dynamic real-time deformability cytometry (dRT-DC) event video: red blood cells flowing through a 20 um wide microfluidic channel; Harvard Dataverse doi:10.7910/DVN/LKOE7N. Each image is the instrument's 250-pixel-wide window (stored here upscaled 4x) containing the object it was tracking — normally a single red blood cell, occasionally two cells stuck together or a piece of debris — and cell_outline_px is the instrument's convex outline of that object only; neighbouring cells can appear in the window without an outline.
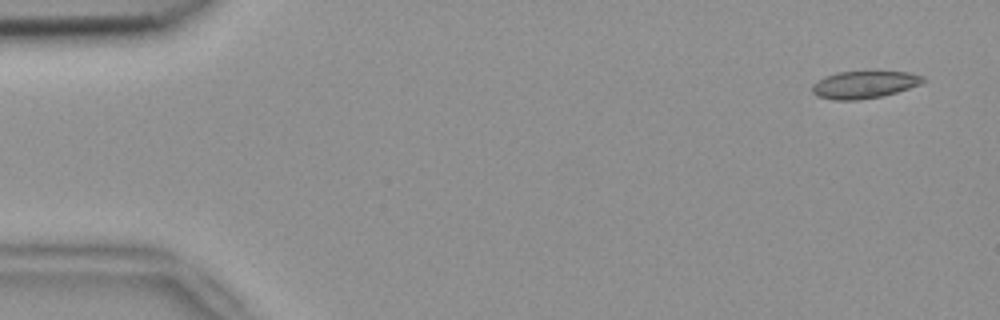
{"species": "common noctule bat (a hibernating species)", "species_latin": "Nyctalus noctula", "temperature_condition": "room temperature", "stored_images_in_passage": 51, "camera_frame_rate_fps": 3000, "um_per_image_px": 0.085, "animal": {"sex": "female", "body_mass_g": 18.4}, "frame": {"image": 1, "passage_image": 1, "time_ms": 0.0, "image_size_px": [1000, 320], "cell_outline_px": [[928, 80], [920, 84], [896, 92], [880, 96], [860, 100], [832, 100], [816, 96], [812, 92], [812, 84], [824, 76], [836, 72], [908, 72], [924, 76]], "centroid_in_image_um": [73.43, 7.2], "position_along_channel_um": 11.6, "area_um2": 17.69}}
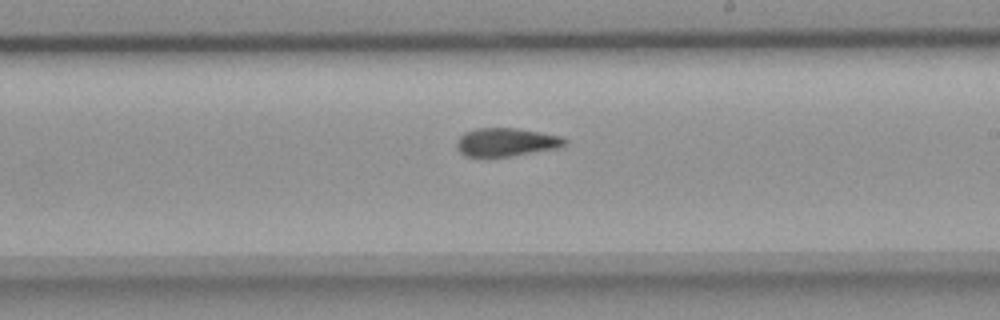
{"frame": {"image": 2, "passage_image": 29, "time_ms": 9.333, "image_size_px": [1000, 320], "cell_outline_px": [[568, 140], [560, 148], [512, 156], [484, 160], [464, 156], [456, 148], [456, 140], [464, 132], [476, 128], [516, 128], [540, 132], [560, 136]], "centroid_in_image_um": [42.95, 12.13], "position_along_channel_um": 246.1, "area_um2": 18.61}}
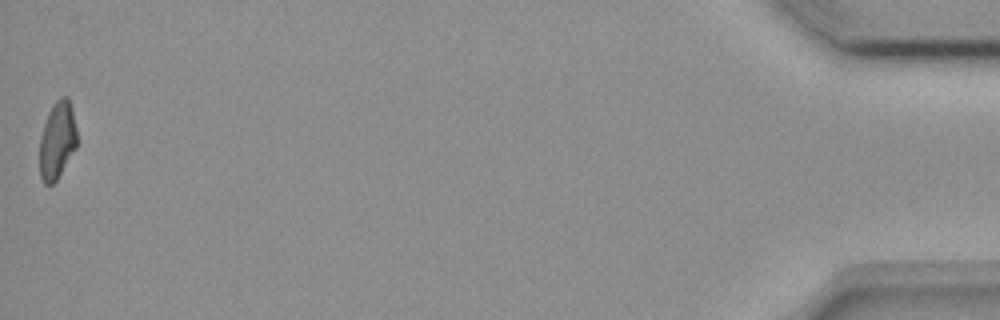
{"frame": {"image": 3, "passage_image": 51, "time_ms": 16.667, "image_size_px": [1000, 320], "cell_outline_px": [[76, 148], [56, 180], [52, 184], [44, 184], [40, 176], [40, 136], [48, 112], [52, 104], [60, 96], [68, 96], [72, 108], [76, 128]], "centroid_in_image_um": [4.86, 11.89], "position_along_channel_um": 430.3, "area_um2": 16.82}, "authors_computed_cell_mechanics": {"area_um2": 18.207, "velocity_mm_per_s": 3.829, "shape_relaxation_time_tau1_ms": null, "shape_relaxation_time_tau2_ms": 3.4017, "deformation_change_tau1": null, "deformation_change_tau2": 0.0978}}